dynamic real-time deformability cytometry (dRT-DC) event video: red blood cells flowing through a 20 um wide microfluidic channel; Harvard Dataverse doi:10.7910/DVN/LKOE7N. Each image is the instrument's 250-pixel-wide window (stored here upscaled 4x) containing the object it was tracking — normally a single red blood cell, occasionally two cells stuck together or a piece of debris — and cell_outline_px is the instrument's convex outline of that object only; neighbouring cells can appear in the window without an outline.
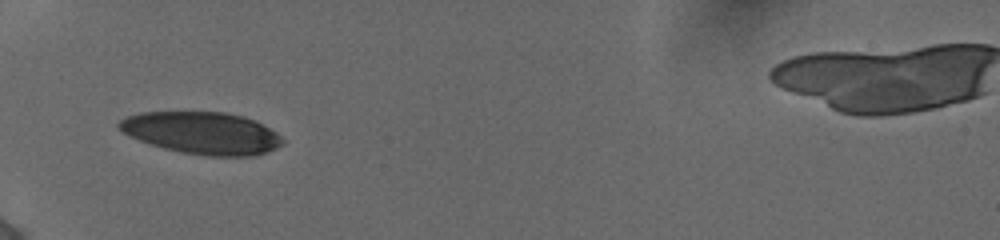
{"species": "human", "species_latin": "Homo sapiens", "temperature_condition": "cold", "stored_images_in_passage": 35, "camera_frame_rate_fps": 3000, "um_per_image_px": 0.085, "donor": {"sex": "female"}, "frame": {"image": 1, "passage_image": 1, "time_ms": 0.0, "image_size_px": [1000, 240], "cell_outline_px": [[284, 144], [268, 152], [252, 156], [208, 156], [180, 152], [164, 148], [140, 140], [116, 128], [116, 124], [120, 120], [128, 116], [140, 112], [224, 112], [244, 116], [276, 132], [284, 140]], "centroid_in_image_um": [17.18, 11.31], "position_along_channel_um": 67.8, "area_um2": 40.0}}
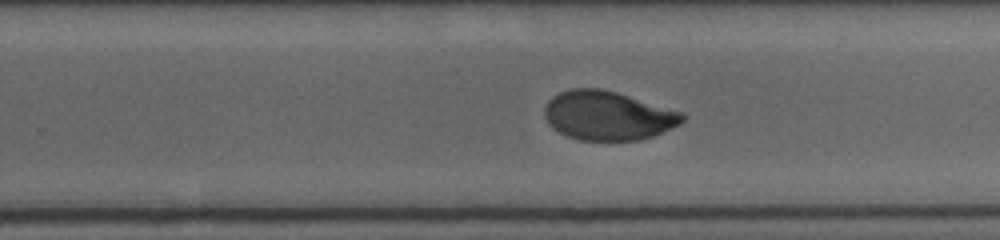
{"frame": {"image": 2, "passage_image": 18, "time_ms": 5.667, "image_size_px": [1000, 240], "cell_outline_px": [[688, 116], [680, 124], [652, 136], [640, 140], [580, 140], [568, 136], [552, 128], [548, 124], [544, 116], [544, 108], [548, 100], [552, 96], [560, 92], [572, 88], [600, 88], [616, 92], [684, 112]], "centroid_in_image_um": [51.67, 9.82], "position_along_channel_um": 278.1, "area_um2": 39.54}}
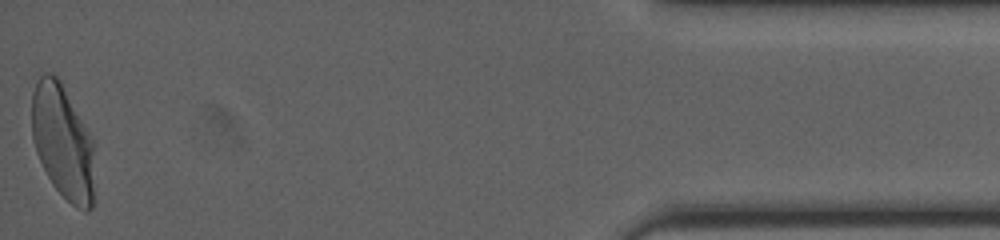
{"frame": {"image": 3, "passage_image": 35, "time_ms": 11.333, "image_size_px": [1000, 240], "cell_outline_px": [[92, 208], [88, 212], [84, 212], [76, 208], [52, 184], [36, 152], [32, 140], [32, 92], [40, 76], [44, 72], [52, 72], [60, 80], [92, 140]], "centroid_in_image_um": [5.29, 12.04], "position_along_channel_um": 429.9, "area_um2": 40.98}, "authors_computed_cell_mechanics": {"area_um2": 40.5756, "velocity_mm_per_s": 3.8677, "shape_relaxation_time_tau1_ms": 4.841, "shape_relaxation_time_tau2_ms": 0.9792, "deformation_change_tau1": 0.1636, "deformation_change_tau2": 0.0445}}